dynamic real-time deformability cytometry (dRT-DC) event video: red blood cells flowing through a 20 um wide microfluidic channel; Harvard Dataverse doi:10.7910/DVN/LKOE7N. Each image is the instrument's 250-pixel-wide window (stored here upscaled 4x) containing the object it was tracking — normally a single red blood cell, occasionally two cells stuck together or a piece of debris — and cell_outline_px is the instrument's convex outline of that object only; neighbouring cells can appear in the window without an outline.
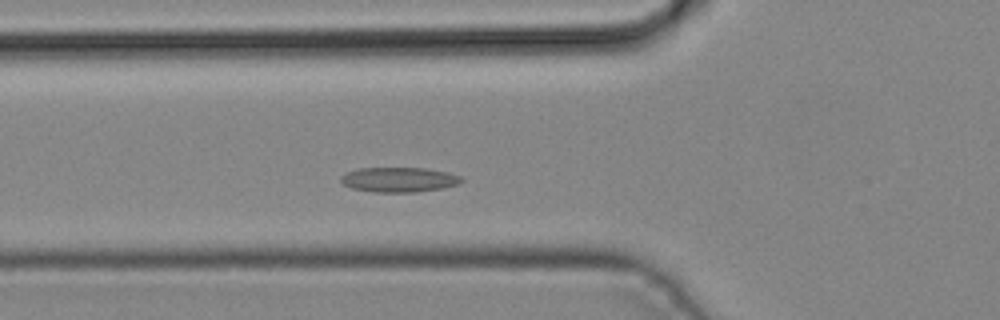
{"species": "common noctule bat (a hibernating species)", "species_latin": "Nyctalus noctula", "temperature_condition": "cold", "stored_images_in_passage": 39, "camera_frame_rate_fps": 3000, "um_per_image_px": 0.085, "animal": {"sex": "male", "body_mass_g": 19.2, "forearm_length_mm": 51.8}, "frame": {"image": 1, "passage_image": 10, "time_ms": 3.0, "image_size_px": [1000, 320], "cell_outline_px": [[464, 180], [456, 184], [444, 188], [416, 192], [376, 192], [352, 188], [344, 184], [340, 180], [340, 176], [344, 172], [356, 168], [428, 168], [448, 172], [460, 176]], "centroid_in_image_um": [33.89, 15.26], "position_along_channel_um": 91.9, "area_um2": 17.57}}
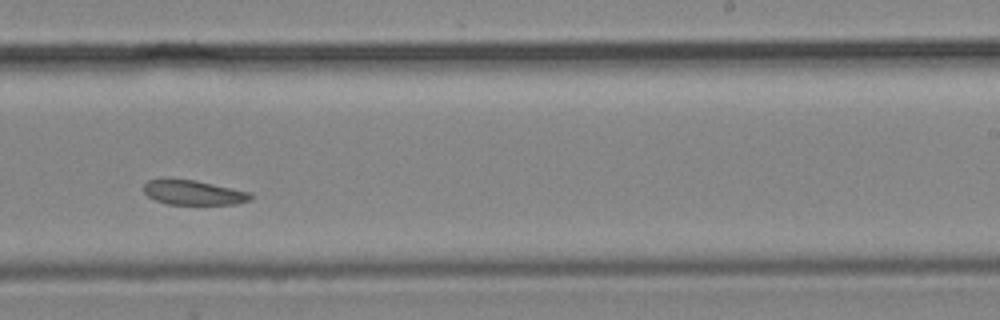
{"frame": {"image": 2, "passage_image": 22, "time_ms": 7.0, "image_size_px": [1000, 320], "cell_outline_px": [[252, 200], [236, 204], [168, 204], [156, 200], [148, 196], [144, 192], [144, 184], [148, 180], [168, 176], [196, 180], [252, 192]], "centroid_in_image_um": [16.43, 16.33], "position_along_channel_um": 272.6, "area_um2": 15.9}}
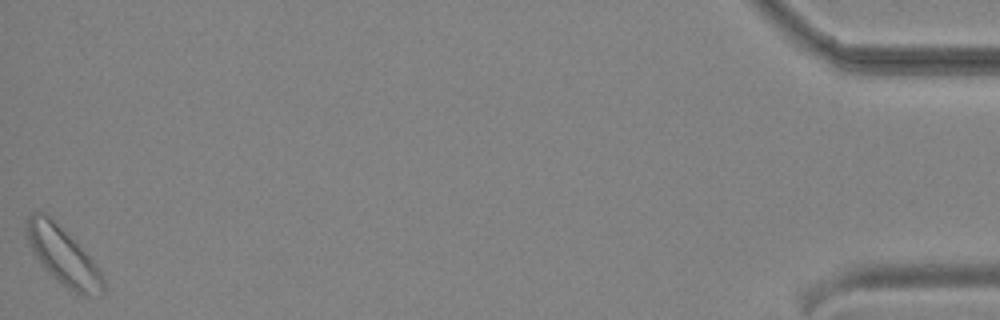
{"frame": {"image": 3, "passage_image": 39, "time_ms": 12.667, "image_size_px": [1000, 320], "cell_outline_px": [[104, 292], [100, 296], [88, 296], [76, 292], [68, 288], [56, 280], [48, 272], [36, 256], [28, 244], [24, 228], [28, 216], [32, 212], [48, 212], [56, 220], [96, 264], [104, 280]], "centroid_in_image_um": [5.33, 21.7], "position_along_channel_um": 429.9, "area_um2": 25.89}}